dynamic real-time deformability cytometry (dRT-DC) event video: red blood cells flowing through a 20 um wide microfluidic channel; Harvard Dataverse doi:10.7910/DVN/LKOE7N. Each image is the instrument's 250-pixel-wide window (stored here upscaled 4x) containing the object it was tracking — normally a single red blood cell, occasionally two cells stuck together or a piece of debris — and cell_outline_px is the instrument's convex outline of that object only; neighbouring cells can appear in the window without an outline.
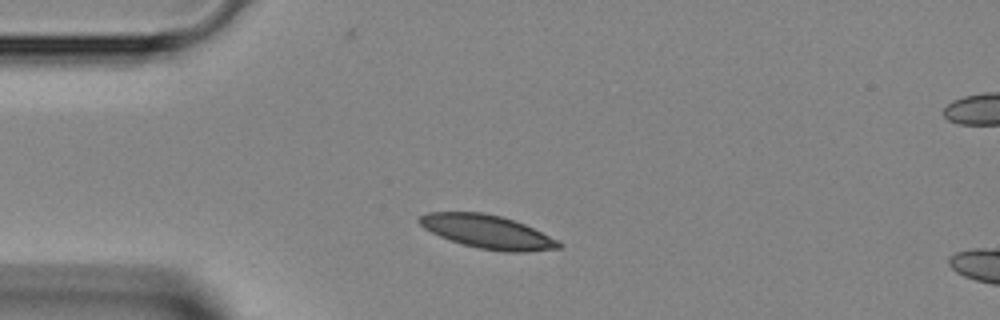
{"species": "Egyptian fruit bat (a non-hibernating species)", "species_latin": "Rousettus aegyptiacus", "temperature_condition": "room temperature", "stored_images_in_passage": 4, "camera_frame_rate_fps": 3000, "um_per_image_px": 0.085, "animal": {"sex": "female"}, "frame": {"image": 1, "passage_image": 1, "time_ms": 0.0, "image_size_px": [1000, 320], "cell_outline_px": [[564, 244], [560, 248], [528, 252], [504, 252], [480, 248], [464, 244], [440, 236], [424, 228], [416, 220], [420, 216], [428, 212], [484, 212], [500, 216], [524, 224], [560, 240]], "centroid_in_image_um": [41.48, 19.7], "position_along_channel_um": 43.5, "area_um2": 27.11}}